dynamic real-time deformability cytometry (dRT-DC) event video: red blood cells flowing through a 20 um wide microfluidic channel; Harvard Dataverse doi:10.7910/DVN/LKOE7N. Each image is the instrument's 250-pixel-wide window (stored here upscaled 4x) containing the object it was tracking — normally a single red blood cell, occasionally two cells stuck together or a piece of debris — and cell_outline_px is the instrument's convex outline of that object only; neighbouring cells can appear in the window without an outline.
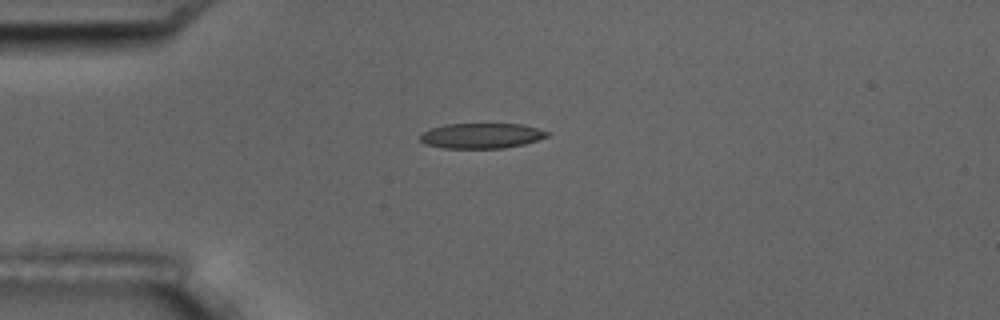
{"species": "common noctule bat (a hibernating species)", "species_latin": "Nyctalus noctula", "temperature_condition": "room temperature", "stored_images_in_passage": 3, "camera_frame_rate_fps": 3000, "um_per_image_px": 0.085, "animal": {"sex": "male", "body_mass_g": 17.5, "forearm_length_mm": 52.3}, "frame": {"image": 1, "passage_image": 1, "time_ms": 0.0, "image_size_px": [1000, 320], "cell_outline_px": [[552, 132], [548, 136], [524, 144], [504, 148], [444, 148], [424, 144], [420, 140], [420, 136], [424, 132], [432, 128], [448, 124], [524, 124]], "centroid_in_image_um": [40.96, 11.54], "position_along_channel_um": 44.0, "area_um2": 18.67}}